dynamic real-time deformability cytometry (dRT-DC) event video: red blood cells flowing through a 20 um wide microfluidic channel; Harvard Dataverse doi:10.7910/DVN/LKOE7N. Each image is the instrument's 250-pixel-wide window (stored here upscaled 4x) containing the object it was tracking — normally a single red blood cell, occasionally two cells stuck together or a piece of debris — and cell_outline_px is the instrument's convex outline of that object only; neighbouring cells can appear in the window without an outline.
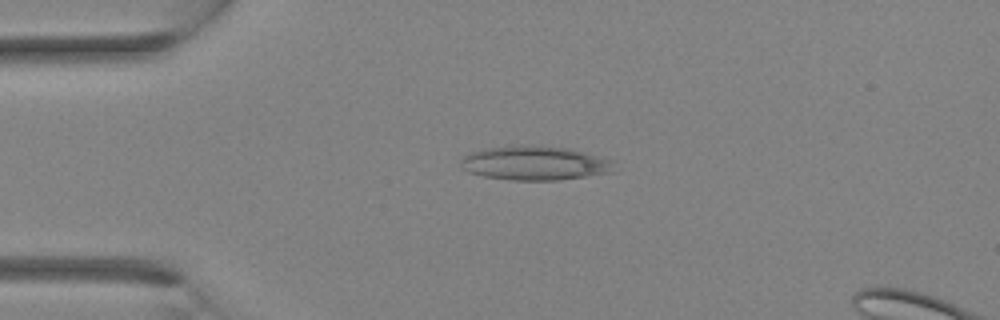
{"species": "Egyptian fruit bat (a non-hibernating species)", "species_latin": "Rousettus aegyptiacus", "temperature_condition": "room temperature", "stored_images_in_passage": 3, "camera_frame_rate_fps": 3000, "um_per_image_px": 0.085, "animal": {"sex": "female"}, "frame": {"image": 1, "passage_image": 2, "time_ms": 0.333, "image_size_px": [1000, 320], "cell_outline_px": [[612, 172], [556, 180], [508, 180], [484, 176], [468, 172], [460, 164], [460, 160], [468, 152], [488, 148], [568, 148], [584, 152], [612, 160]], "centroid_in_image_um": [45.42, 13.91], "position_along_channel_um": 39.6, "area_um2": 29.19}}